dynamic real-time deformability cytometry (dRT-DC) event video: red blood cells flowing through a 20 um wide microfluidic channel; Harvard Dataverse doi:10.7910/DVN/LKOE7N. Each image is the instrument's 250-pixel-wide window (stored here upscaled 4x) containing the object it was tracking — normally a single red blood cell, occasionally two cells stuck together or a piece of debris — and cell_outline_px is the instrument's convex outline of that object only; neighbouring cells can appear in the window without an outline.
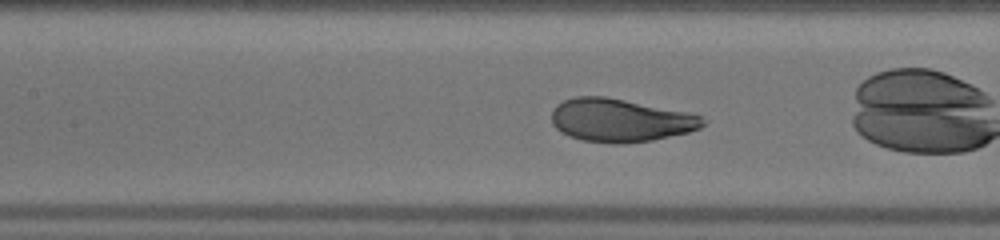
{"species": "human", "species_latin": "Homo sapiens", "temperature_condition": "warm", "stored_images_in_passage": 49, "camera_frame_rate_fps": 3000, "um_per_image_px": 0.085, "donor": {"sex": "male"}, "frame": {"image": 1, "passage_image": 22, "time_ms": 7.0, "image_size_px": [1000, 240], "cell_outline_px": [[708, 120], [700, 128], [688, 132], [652, 140], [624, 144], [612, 144], [580, 140], [568, 136], [560, 132], [552, 124], [552, 108], [556, 104], [564, 100], [576, 96], [604, 96], [688, 112], [700, 116]], "centroid_in_image_um": [52.69, 10.23], "position_along_channel_um": 154.7, "area_um2": 38.26}, "authors_computed_cell_mechanics": {"area_um2": 38.2058, "velocity_mm_per_s": 4.013, "shape_relaxation_time_tau1_ms": 2.7724, "shape_relaxation_time_tau2_ms": null, "deformation_change_tau1": 0.1951, "deformation_change_tau2": null}}